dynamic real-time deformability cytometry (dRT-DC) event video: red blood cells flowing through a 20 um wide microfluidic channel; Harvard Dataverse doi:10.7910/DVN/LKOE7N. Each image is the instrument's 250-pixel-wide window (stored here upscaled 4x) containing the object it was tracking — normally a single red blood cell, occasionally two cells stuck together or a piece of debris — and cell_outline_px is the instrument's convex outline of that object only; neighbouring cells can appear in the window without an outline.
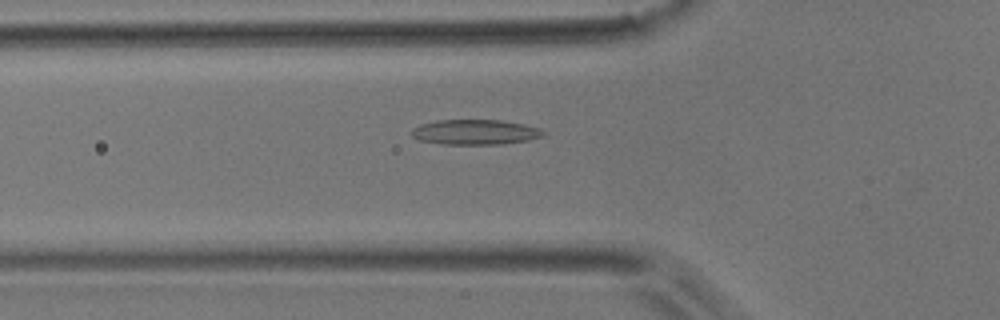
{"species": "common noctule bat (a hibernating species)", "species_latin": "Nyctalus noctula", "temperature_condition": "room temperature", "stored_images_in_passage": 35, "camera_frame_rate_fps": 3000, "um_per_image_px": 0.085, "animal": {"sex": "male", "body_mass_g": 17.9}, "frame": {"image": 1, "passage_image": 2, "time_ms": 0.333, "image_size_px": [1000, 320], "cell_outline_px": [[544, 136], [528, 140], [500, 144], [444, 144], [420, 140], [412, 136], [408, 132], [412, 128], [420, 124], [436, 120], [500, 120], [524, 124], [540, 128], [544, 132]], "centroid_in_image_um": [40.36, 11.22], "position_along_channel_um": 85.4, "area_um2": 19.31}}
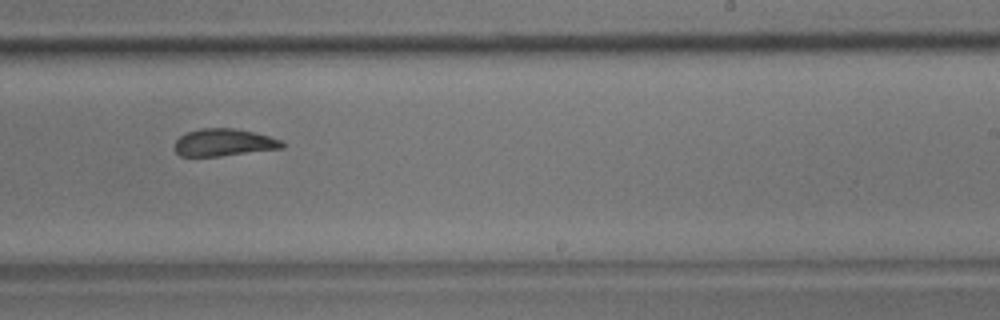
{"frame": {"image": 2, "passage_image": 16, "time_ms": 5.0, "image_size_px": [1000, 320], "cell_outline_px": [[284, 148], [220, 156], [180, 156], [176, 152], [176, 140], [180, 136], [188, 132], [200, 128], [232, 128], [252, 132], [268, 136], [280, 140], [284, 144]], "centroid_in_image_um": [19.02, 12.11], "position_along_channel_um": 270.0, "area_um2": 16.88}}
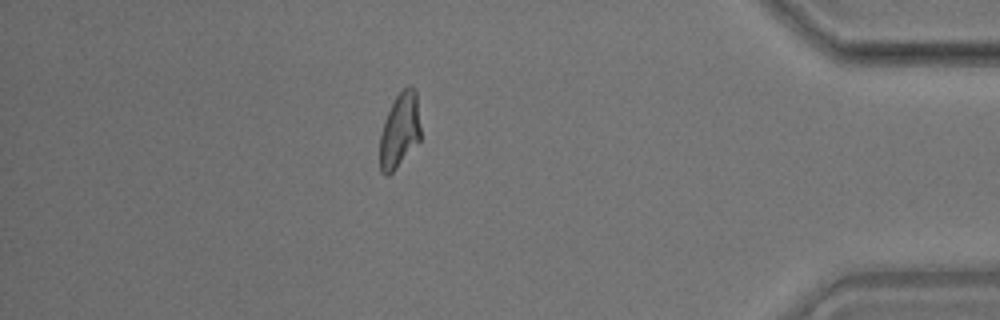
{"frame": {"image": 3, "passage_image": 29, "time_ms": 9.333, "image_size_px": [1000, 320], "cell_outline_px": [[420, 140], [396, 168], [388, 176], [384, 176], [380, 172], [380, 136], [388, 112], [396, 96], [404, 88], [412, 88], [416, 92], [420, 128]], "centroid_in_image_um": [33.96, 11.14], "position_along_channel_um": 401.2, "area_um2": 17.4}}